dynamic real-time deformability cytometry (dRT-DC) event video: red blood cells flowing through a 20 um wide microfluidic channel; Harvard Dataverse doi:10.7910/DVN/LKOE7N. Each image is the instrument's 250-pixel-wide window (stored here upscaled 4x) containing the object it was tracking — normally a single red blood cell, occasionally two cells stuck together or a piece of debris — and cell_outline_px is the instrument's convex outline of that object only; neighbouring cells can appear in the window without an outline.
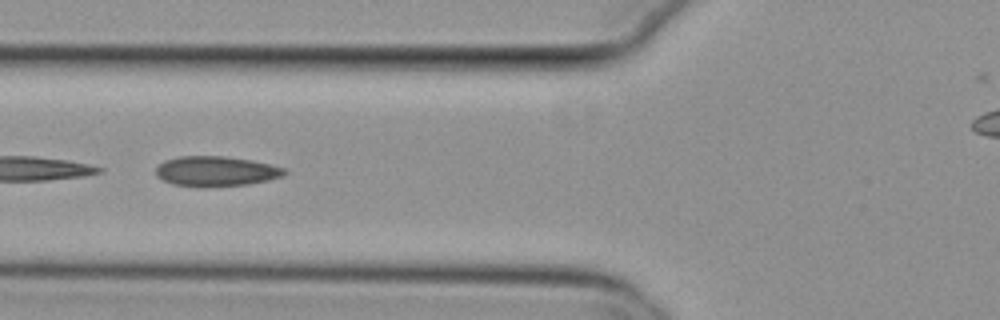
{"species": "common noctule bat (a hibernating species)", "species_latin": "Nyctalus noctula", "temperature_condition": "cold", "stored_images_in_passage": 10, "camera_frame_rate_fps": 3000, "um_per_image_px": 0.085, "animal": {"sex": "female", "body_mass_g": 29.2, "forearm_length_mm": 56.3}, "frame": {"image": 1, "passage_image": 7, "time_ms": 2.0, "image_size_px": [1000, 320], "cell_outline_px": [[288, 172], [284, 176], [268, 180], [248, 184], [196, 188], [172, 184], [156, 176], [156, 168], [164, 160], [180, 156], [228, 156], [252, 160], [284, 168]], "centroid_in_image_um": [18.35, 14.56], "position_along_channel_um": 107.5, "area_um2": 22.77}}